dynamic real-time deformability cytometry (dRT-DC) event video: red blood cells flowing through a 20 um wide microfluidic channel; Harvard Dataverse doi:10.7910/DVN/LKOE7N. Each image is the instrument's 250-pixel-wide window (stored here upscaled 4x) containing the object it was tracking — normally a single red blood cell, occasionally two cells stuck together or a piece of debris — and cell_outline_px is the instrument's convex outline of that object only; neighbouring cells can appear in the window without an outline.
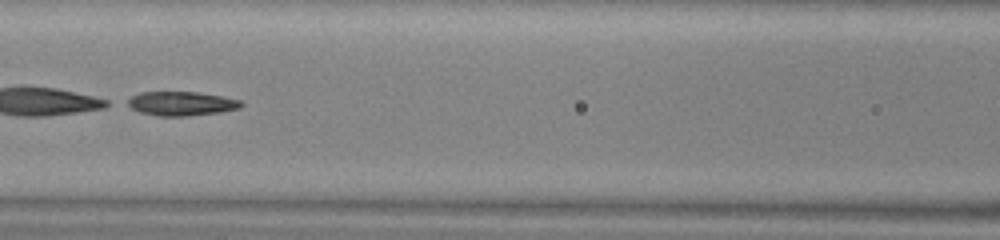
{"species": "common noctule bat (a hibernating species)", "species_latin": "Nyctalus noctula", "temperature_condition": "warm", "stored_images_in_passage": 32, "camera_frame_rate_fps": 3000, "um_per_image_px": 0.085, "animal": {"sex": "male", "body_mass_g": 13.0, "forearm_length_mm": 53.1}, "frame": {"image": 1, "passage_image": 10, "time_ms": 3.0, "image_size_px": [1000, 240], "cell_outline_px": [[244, 104], [240, 108], [220, 112], [184, 116], [156, 116], [140, 112], [124, 104], [124, 100], [140, 92], [196, 92], [244, 100]], "centroid_in_image_um": [15.39, 8.8], "position_along_channel_um": 151.2, "area_um2": 16.13}, "authors_computed_cell_mechanics": {"area_um2": 16.6175, "velocity_mm_per_s": 4.0115, "shape_relaxation_time_tau1_ms": 1.415, "shape_relaxation_time_tau2_ms": 4.4198, "deformation_change_tau1": 0.277, "deformation_change_tau2": 0.1467}}